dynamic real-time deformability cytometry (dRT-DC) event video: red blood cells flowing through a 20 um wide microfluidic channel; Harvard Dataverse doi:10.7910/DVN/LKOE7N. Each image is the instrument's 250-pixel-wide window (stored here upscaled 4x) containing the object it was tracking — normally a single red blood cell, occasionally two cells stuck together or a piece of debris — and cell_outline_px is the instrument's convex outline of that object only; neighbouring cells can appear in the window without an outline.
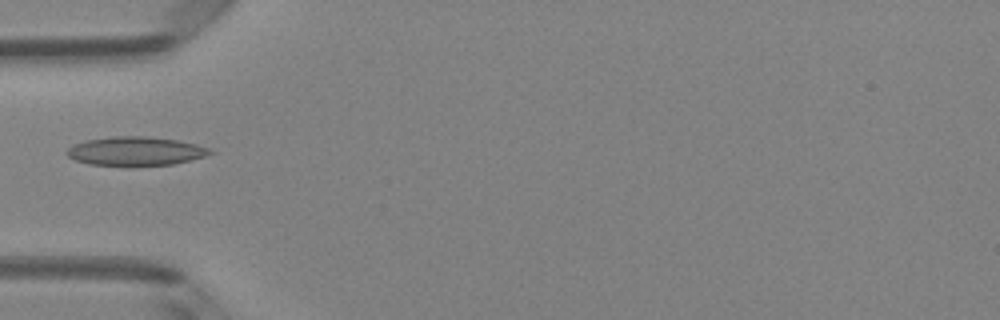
{"species": "Egyptian fruit bat (a non-hibernating species)", "species_latin": "Rousettus aegyptiacus", "temperature_condition": "room temperature", "stored_images_in_passage": 4, "camera_frame_rate_fps": 3000, "um_per_image_px": 0.085, "animal": {"sex": "female"}, "frame": {"image": 1, "passage_image": 4, "time_ms": 1.0, "image_size_px": [1000, 320], "cell_outline_px": [[216, 152], [204, 156], [172, 164], [132, 168], [128, 168], [88, 164], [76, 160], [68, 156], [64, 152], [72, 144], [84, 140], [112, 136], [144, 136], [176, 140], [196, 144], [208, 148]], "centroid_in_image_um": [11.45, 12.88], "position_along_channel_um": 73.5, "area_um2": 24.8}}